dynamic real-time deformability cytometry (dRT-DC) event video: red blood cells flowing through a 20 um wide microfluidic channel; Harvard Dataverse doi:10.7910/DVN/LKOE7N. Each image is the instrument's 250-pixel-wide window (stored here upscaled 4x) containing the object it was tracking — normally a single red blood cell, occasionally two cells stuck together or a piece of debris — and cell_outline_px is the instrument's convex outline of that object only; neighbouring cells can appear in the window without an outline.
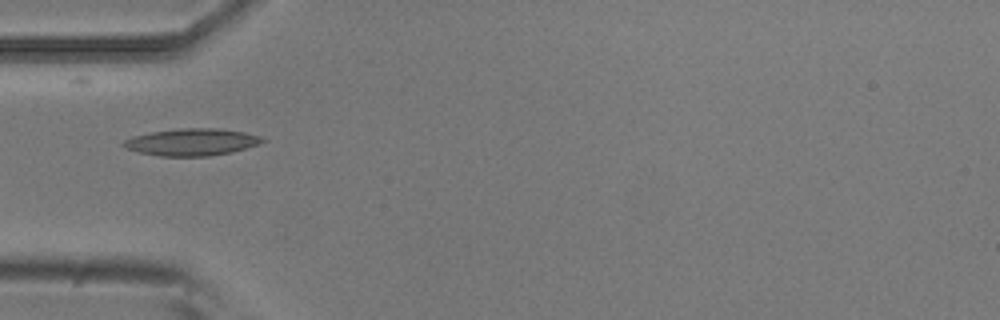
{"species": "common noctule bat (a hibernating species)", "species_latin": "Nyctalus noctula", "temperature_condition": "room temperature", "stored_images_in_passage": 2, "camera_frame_rate_fps": 3000, "um_per_image_px": 0.085, "animal": {"sex": "male", "body_mass_g": 20.5, "forearm_length_mm": 52.5}, "frame": {"image": 1, "passage_image": 2, "time_ms": 0.333, "image_size_px": [1000, 320], "cell_outline_px": [[268, 140], [260, 144], [232, 152], [208, 156], [160, 156], [140, 152], [128, 148], [120, 144], [124, 140], [132, 136], [152, 132], [180, 128], [220, 128], [244, 132], [260, 136]], "centroid_in_image_um": [16.34, 12.07], "position_along_channel_um": 68.7, "area_um2": 21.91}}